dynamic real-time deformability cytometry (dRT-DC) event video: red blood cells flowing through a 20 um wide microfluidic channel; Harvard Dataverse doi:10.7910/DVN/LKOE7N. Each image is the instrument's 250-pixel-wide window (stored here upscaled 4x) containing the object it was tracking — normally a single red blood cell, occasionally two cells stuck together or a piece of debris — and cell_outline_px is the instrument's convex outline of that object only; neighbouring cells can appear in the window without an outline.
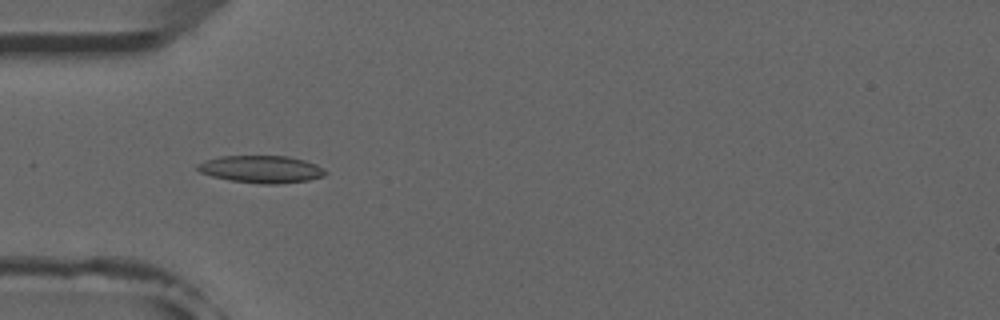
{"species": "common noctule bat (a hibernating species)", "species_latin": "Nyctalus noctula", "temperature_condition": "room temperature", "stored_images_in_passage": 23, "camera_frame_rate_fps": 3000, "um_per_image_px": 0.085, "animal": {"sex": "male", "forearm_length_mm": 52.5}, "frame": {"image": 1, "passage_image": 16, "time_ms": 5.0, "image_size_px": [1000, 320], "cell_outline_px": [[328, 172], [324, 176], [308, 180], [276, 184], [260, 184], [232, 180], [212, 176], [200, 172], [196, 168], [196, 164], [204, 160], [220, 156], [288, 156], [304, 160], [316, 164], [324, 168]], "centroid_in_image_um": [22.21, 14.38], "position_along_channel_um": 62.8, "area_um2": 20.4}}
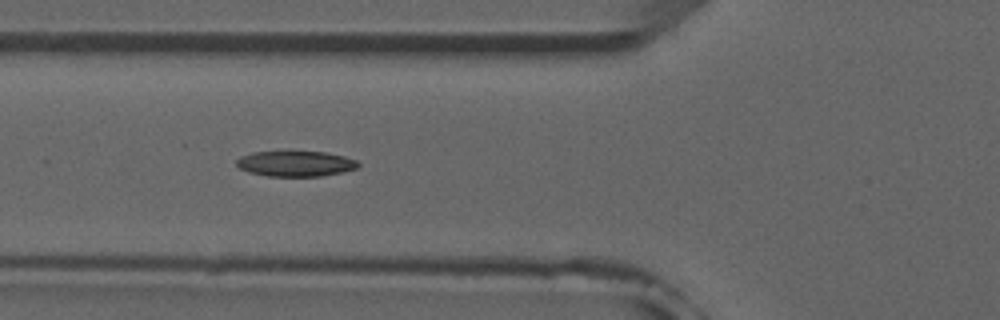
{"frame": {"image": 2, "passage_image": 19, "time_ms": 6.0, "image_size_px": [1000, 320], "cell_outline_px": [[360, 164], [356, 168], [340, 172], [320, 176], [268, 176], [248, 172], [240, 168], [236, 164], [236, 160], [240, 156], [252, 152], [324, 152], [344, 156], [356, 160]], "centroid_in_image_um": [25.09, 13.91], "position_along_channel_um": 100.7, "area_um2": 17.86}}
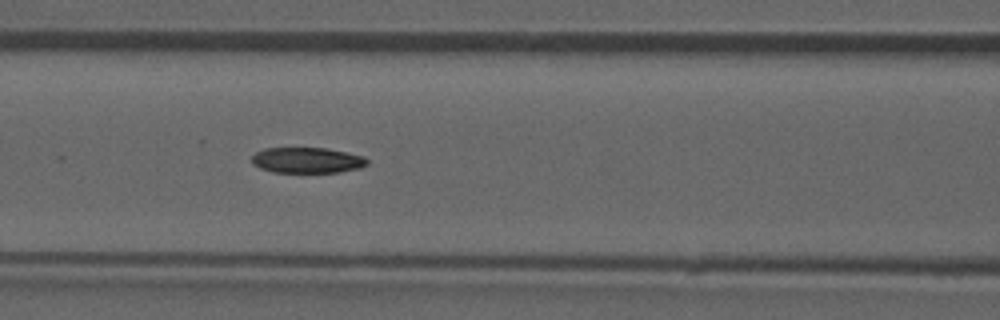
{"frame": {"image": 3, "passage_image": 22, "time_ms": 7.0, "image_size_px": [1000, 320], "cell_outline_px": [[368, 164], [360, 168], [340, 172], [272, 172], [260, 168], [252, 164], [252, 156], [256, 152], [264, 148], [324, 148], [348, 152], [364, 156], [368, 160]], "centroid_in_image_um": [26.11, 13.62], "position_along_channel_um": 140.5, "area_um2": 17.34}}